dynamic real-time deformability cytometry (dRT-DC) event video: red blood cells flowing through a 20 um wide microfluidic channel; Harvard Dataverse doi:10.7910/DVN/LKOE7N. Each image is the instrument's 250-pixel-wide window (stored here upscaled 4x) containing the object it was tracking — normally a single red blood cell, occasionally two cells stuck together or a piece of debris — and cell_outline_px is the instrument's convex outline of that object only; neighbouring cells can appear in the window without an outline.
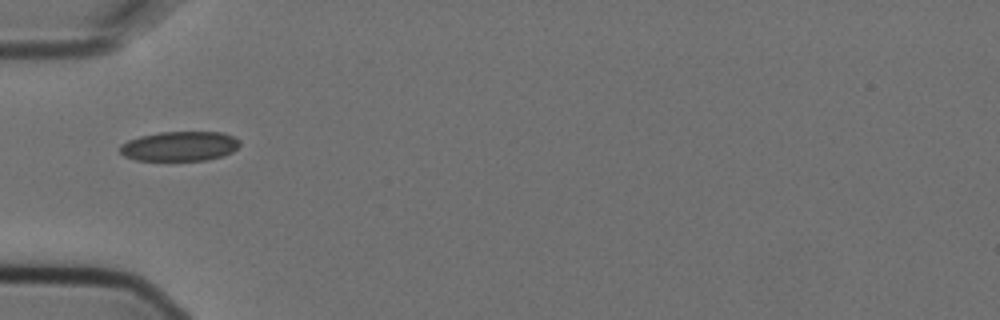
{"species": "Egyptian fruit bat (a non-hibernating species)", "species_latin": "Rousettus aegyptiacus", "temperature_condition": "cold", "stored_images_in_passage": 10, "camera_frame_rate_fps": 3000, "um_per_image_px": 0.085, "animal": {"sex": "female"}, "frame": {"image": 1, "passage_image": 4, "time_ms": 1.0, "image_size_px": [1000, 320], "cell_outline_px": [[240, 144], [232, 152], [224, 156], [204, 160], [136, 160], [124, 156], [120, 152], [120, 144], [128, 140], [140, 136], [160, 132], [220, 132], [232, 136], [240, 140]], "centroid_in_image_um": [15.26, 12.42], "position_along_channel_um": 69.7, "area_um2": 20.69}}
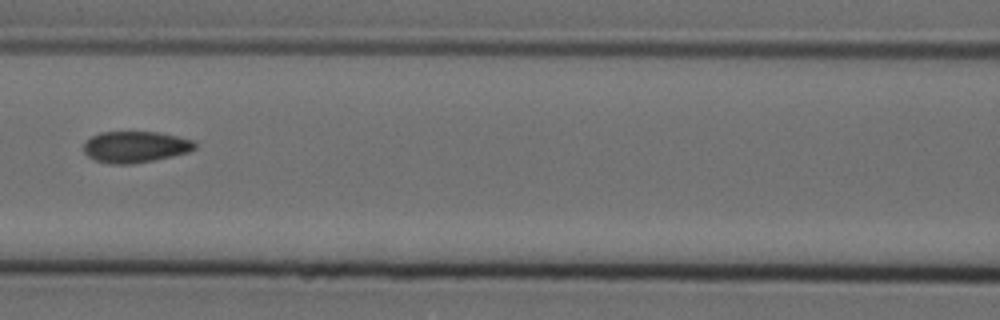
{"frame": {"image": 2, "passage_image": 6, "time_ms": 1.667, "image_size_px": [1000, 320], "cell_outline_px": [[196, 148], [188, 152], [172, 156], [132, 164], [108, 164], [96, 160], [88, 156], [84, 152], [84, 144], [92, 136], [100, 132], [160, 132], [196, 140]], "centroid_in_image_um": [11.53, 12.48], "position_along_channel_um": 155.1, "area_um2": 20.35}}
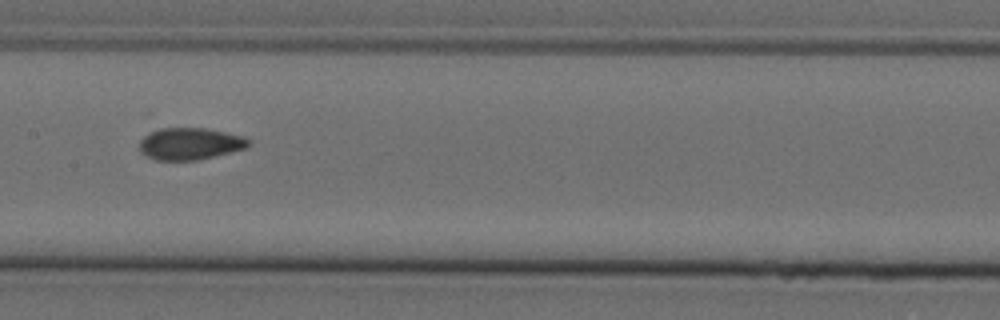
{"frame": {"image": 3, "passage_image": 7, "time_ms": 2.0, "image_size_px": [1000, 320], "cell_outline_px": [[252, 144], [248, 148], [196, 160], [156, 160], [140, 152], [140, 140], [148, 132], [160, 128], [204, 128], [244, 136], [252, 140]], "centroid_in_image_um": [16.18, 12.21], "position_along_channel_um": 191.2, "area_um2": 20.4}}